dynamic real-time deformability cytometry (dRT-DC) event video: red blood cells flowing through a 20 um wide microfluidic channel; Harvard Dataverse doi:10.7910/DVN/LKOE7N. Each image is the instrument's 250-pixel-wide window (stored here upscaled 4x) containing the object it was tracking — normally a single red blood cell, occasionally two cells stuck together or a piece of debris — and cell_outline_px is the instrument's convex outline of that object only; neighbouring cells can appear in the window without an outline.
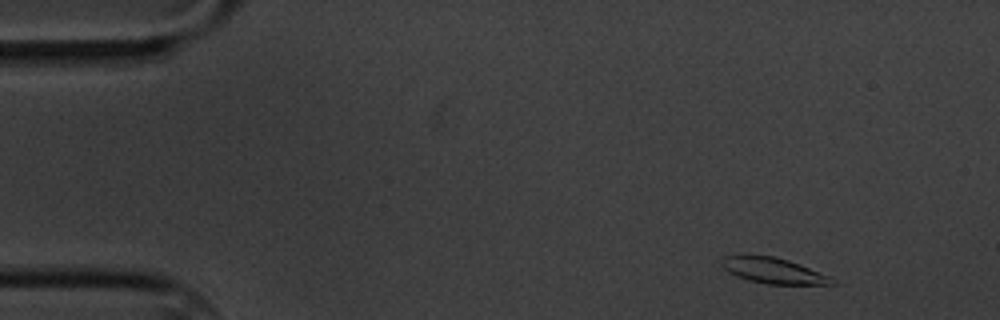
{"species": "common noctule bat (a hibernating species)", "species_latin": "Nyctalus noctula", "temperature_condition": "cold", "stored_images_in_passage": 4, "camera_frame_rate_fps": 3000, "um_per_image_px": 0.085, "animal": {"sex": "male", "body_mass_g": 20.1, "forearm_length_mm": 53.5}, "frame": {"image": 1, "passage_image": 1, "time_ms": 0.0, "image_size_px": [1000, 320], "cell_outline_px": [[836, 284], [768, 284], [748, 280], [728, 272], [720, 264], [720, 260], [724, 256], [772, 256], [788, 260], [800, 264], [828, 276], [836, 280]], "centroid_in_image_um": [65.72, 23.01], "position_along_channel_um": 19.3, "area_um2": 16.18}}